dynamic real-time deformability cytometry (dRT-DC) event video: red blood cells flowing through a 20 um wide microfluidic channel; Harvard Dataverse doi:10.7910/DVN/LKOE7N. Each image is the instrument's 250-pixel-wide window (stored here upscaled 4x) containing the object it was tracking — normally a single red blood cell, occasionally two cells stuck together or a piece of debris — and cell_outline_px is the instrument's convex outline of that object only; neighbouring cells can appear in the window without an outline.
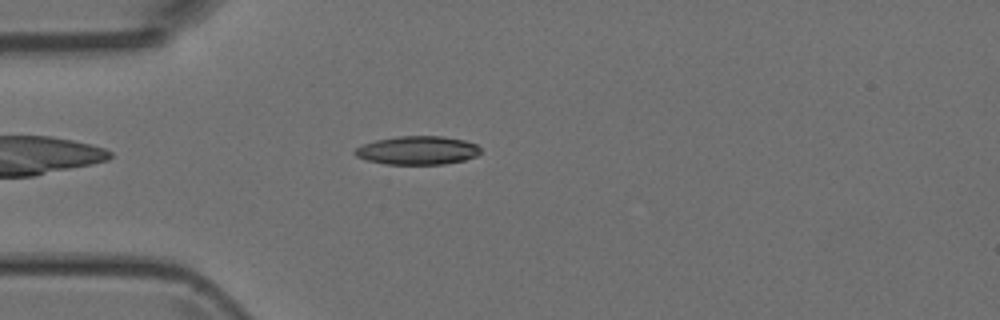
{"species": "Egyptian fruit bat (a non-hibernating species)", "species_latin": "Rousettus aegyptiacus", "temperature_condition": "room temperature", "stored_images_in_passage": 40, "camera_frame_rate_fps": 3000, "um_per_image_px": 0.085, "animal": {"sex": "female"}, "frame": {"image": 1, "passage_image": 3, "time_ms": 0.667, "image_size_px": [1000, 320], "cell_outline_px": [[480, 152], [476, 156], [464, 160], [444, 164], [384, 164], [368, 160], [356, 156], [352, 152], [356, 148], [364, 144], [376, 140], [400, 136], [440, 136], [464, 140], [476, 144], [480, 148]], "centroid_in_image_um": [35.49, 12.78], "position_along_channel_um": 49.5, "area_um2": 20.75}}
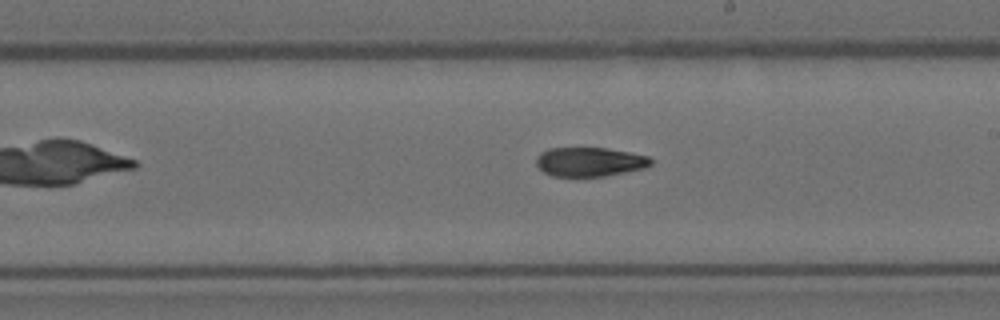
{"frame": {"image": 2, "passage_image": 18, "time_ms": 5.667, "image_size_px": [1000, 320], "cell_outline_px": [[652, 164], [644, 168], [604, 176], [552, 176], [544, 172], [536, 164], [536, 156], [540, 152], [548, 148], [608, 148], [648, 156], [652, 160]], "centroid_in_image_um": [50.09, 13.75], "position_along_channel_um": 238.9, "area_um2": 19.42}}
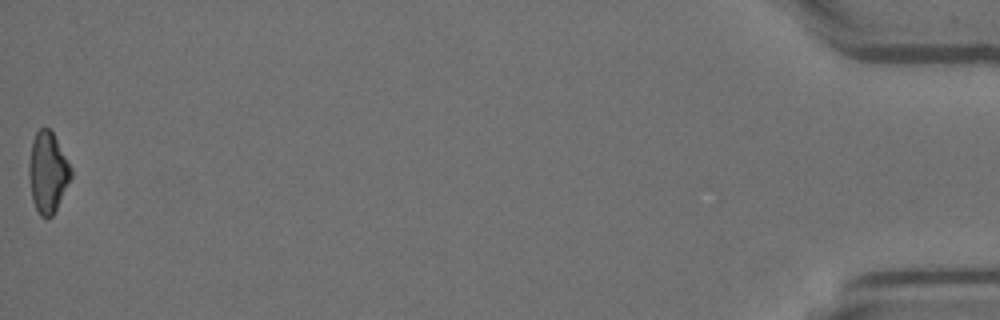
{"frame": {"image": 3, "passage_image": 40, "time_ms": 13.0, "image_size_px": [1000, 320], "cell_outline_px": [[72, 176], [52, 216], [48, 220], [40, 216], [32, 200], [28, 176], [28, 164], [32, 140], [36, 132], [40, 128], [48, 128], [52, 132], [72, 168]], "centroid_in_image_um": [4.04, 14.67], "position_along_channel_um": 431.2, "area_um2": 19.77}}